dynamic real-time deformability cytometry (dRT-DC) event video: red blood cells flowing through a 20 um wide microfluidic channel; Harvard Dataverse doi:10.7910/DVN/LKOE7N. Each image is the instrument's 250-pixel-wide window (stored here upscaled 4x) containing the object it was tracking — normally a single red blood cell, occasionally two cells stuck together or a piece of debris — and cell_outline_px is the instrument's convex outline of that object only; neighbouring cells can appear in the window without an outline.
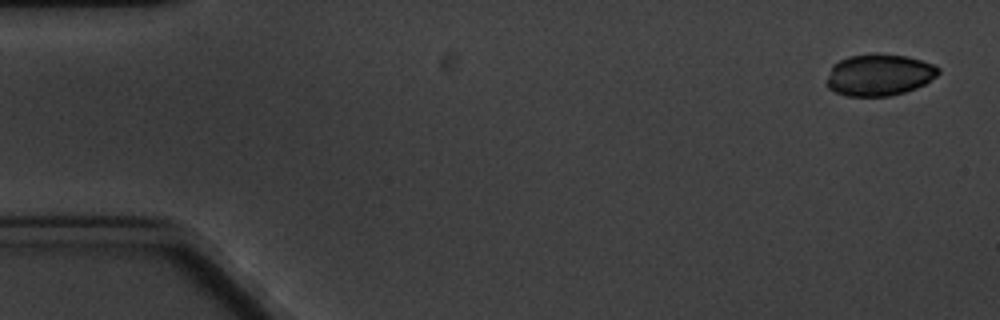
{"species": "common noctule bat (a hibernating species)", "species_latin": "Nyctalus noctula", "temperature_condition": "cold", "stored_images_in_passage": 6, "segment_of_instrument_passage": [1, 2], "camera_frame_rate_fps": 3000, "um_per_image_px": 0.085, "animal": {"sex": "male", "body_mass_g": 20.1, "forearm_length_mm": 53.5}, "frame": {"image": 1, "passage_image": 1, "time_ms": 0.0, "image_size_px": [1000, 320], "cell_outline_px": [[940, 72], [936, 76], [924, 84], [916, 88], [904, 92], [888, 96], [844, 96], [828, 88], [824, 80], [832, 64], [848, 56], [876, 52], [904, 56], [936, 64], [940, 68]], "centroid_in_image_um": [74.69, 6.35], "position_along_channel_um": 10.3, "area_um2": 27.57}}
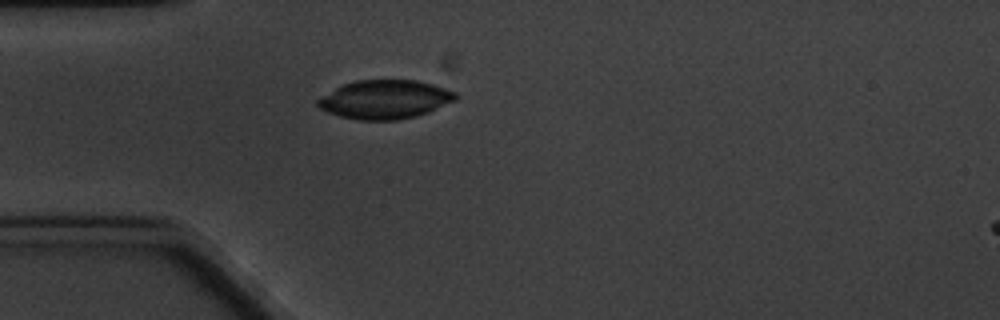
{"frame": {"image": 2, "passage_image": 5, "time_ms": 4.667, "image_size_px": [1000, 320], "cell_outline_px": [[456, 100], [428, 112], [416, 116], [396, 120], [360, 120], [340, 116], [328, 112], [320, 108], [316, 104], [316, 100], [336, 88], [344, 84], [356, 80], [416, 80], [432, 84], [456, 92]], "centroid_in_image_um": [32.72, 8.45], "position_along_channel_um": 52.3, "area_um2": 30.87}}